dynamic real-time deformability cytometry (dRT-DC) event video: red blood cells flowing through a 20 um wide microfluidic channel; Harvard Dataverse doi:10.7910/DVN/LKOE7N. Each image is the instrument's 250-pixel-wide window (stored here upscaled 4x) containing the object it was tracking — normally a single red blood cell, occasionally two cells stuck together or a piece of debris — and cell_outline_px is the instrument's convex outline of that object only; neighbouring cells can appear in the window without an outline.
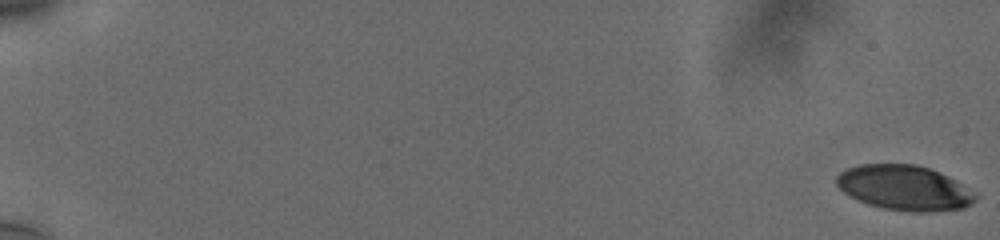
{"species": "human", "species_latin": "Homo sapiens", "temperature_condition": "cold", "stored_images_in_passage": 58, "camera_frame_rate_fps": 3000, "um_per_image_px": 0.085, "donor": {"sex": "male"}, "frame": {"image": 1, "passage_image": 1, "time_ms": 0.0, "image_size_px": [1000, 240], "cell_outline_px": [[980, 196], [976, 200], [964, 208], [932, 212], [908, 212], [880, 208], [868, 204], [848, 196], [836, 184], [836, 176], [840, 172], [848, 168], [860, 164], [916, 164], [940, 172], [980, 192]], "centroid_in_image_um": [76.94, 15.98], "position_along_channel_um": 8.1, "area_um2": 37.11}}
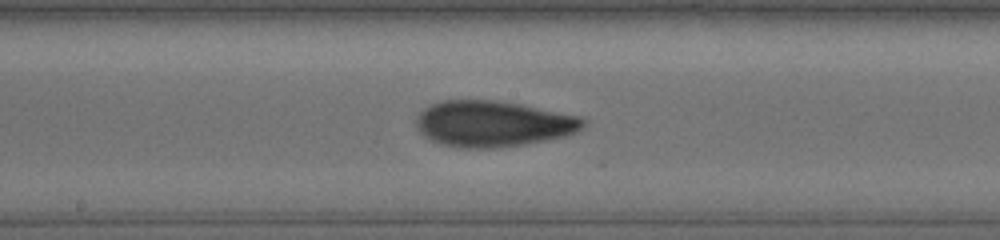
{"frame": {"image": 2, "passage_image": 34, "time_ms": 11.0, "image_size_px": [1000, 240], "cell_outline_px": [[584, 124], [576, 132], [564, 136], [548, 140], [500, 148], [460, 148], [440, 144], [428, 140], [420, 132], [416, 124], [416, 120], [420, 112], [424, 108], [432, 104], [444, 100], [492, 100], [520, 104], [580, 116], [584, 120]], "centroid_in_image_um": [41.87, 10.53], "position_along_channel_um": 206.3, "area_um2": 44.74}}
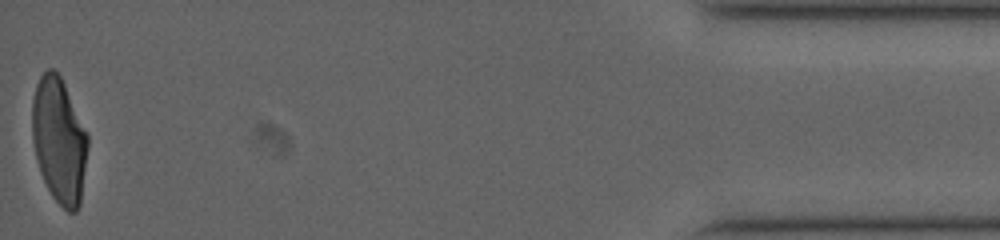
{"frame": {"image": 3, "passage_image": 58, "time_ms": 19.0, "image_size_px": [1000, 240], "cell_outline_px": [[88, 148], [80, 204], [76, 212], [68, 212], [52, 196], [40, 172], [36, 160], [32, 140], [32, 100], [36, 84], [40, 76], [48, 68], [52, 68], [60, 76], [64, 84], [88, 136]], "centroid_in_image_um": [5.01, 11.94], "position_along_channel_um": 430.2, "area_um2": 40.46}, "authors_computed_cell_mechanics": {"area_um2": 42.0495, "velocity_mm_per_s": 3.7645, "shape_relaxation_time_tau1_ms": 8.6666, "shape_relaxation_time_tau2_ms": 1.8581, "deformation_change_tau1": 0.2551, "deformation_change_tau2": 0.0849}}